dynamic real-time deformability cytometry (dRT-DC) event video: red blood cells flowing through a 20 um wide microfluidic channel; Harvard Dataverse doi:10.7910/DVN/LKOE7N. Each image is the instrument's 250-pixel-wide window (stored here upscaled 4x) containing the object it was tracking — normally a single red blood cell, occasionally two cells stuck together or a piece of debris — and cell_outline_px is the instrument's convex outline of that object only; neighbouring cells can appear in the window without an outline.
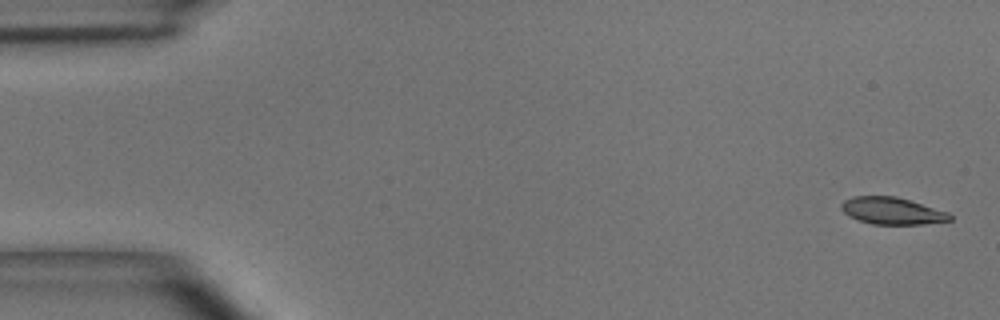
{"species": "common noctule bat (a hibernating species)", "species_latin": "Nyctalus noctula", "temperature_condition": "room temperature", "stored_images_in_passage": 5, "camera_frame_rate_fps": 3000, "um_per_image_px": 0.085, "animal": {"sex": "male", "body_mass_g": 15.6}, "frame": {"image": 1, "passage_image": 1, "time_ms": 0.0, "image_size_px": [1000, 320], "cell_outline_px": [[952, 220], [924, 224], [872, 224], [848, 216], [840, 208], [840, 204], [844, 200], [852, 196], [896, 196], [948, 212], [952, 216]], "centroid_in_image_um": [75.8, 17.92], "position_along_channel_um": 9.2, "area_um2": 17.05}}
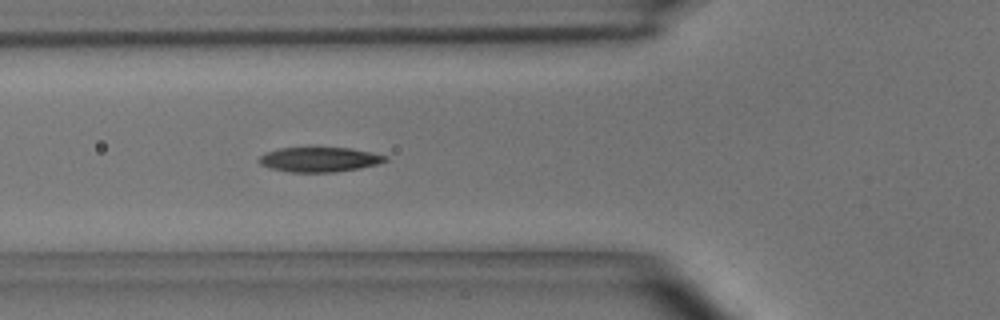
{"frame": {"image": 2, "passage_image": 5, "time_ms": 1.333, "image_size_px": [1000, 320], "cell_outline_px": [[388, 160], [376, 164], [360, 168], [336, 172], [288, 172], [272, 168], [260, 164], [256, 160], [264, 152], [280, 148], [352, 148], [372, 152], [388, 156]], "centroid_in_image_um": [27.14, 13.55], "position_along_channel_um": 98.7, "area_um2": 18.26}}